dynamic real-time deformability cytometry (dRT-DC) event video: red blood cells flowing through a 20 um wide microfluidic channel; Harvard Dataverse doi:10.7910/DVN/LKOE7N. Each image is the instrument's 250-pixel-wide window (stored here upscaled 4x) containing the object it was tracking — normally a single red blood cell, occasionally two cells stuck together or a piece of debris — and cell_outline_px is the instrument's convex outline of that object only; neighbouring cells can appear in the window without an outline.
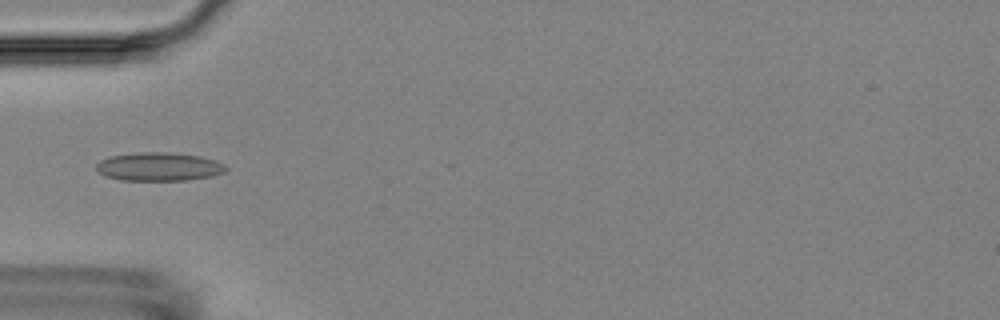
{"species": "Egyptian fruit bat (a non-hibernating species)", "species_latin": "Rousettus aegyptiacus", "temperature_condition": "room temperature", "stored_images_in_passage": 7, "camera_frame_rate_fps": 3000, "um_per_image_px": 0.085, "animal": {"sex": "female"}, "frame": {"image": 1, "passage_image": 5, "time_ms": 4.667, "image_size_px": [1000, 320], "cell_outline_px": [[228, 168], [224, 172], [212, 176], [188, 180], [120, 180], [104, 176], [96, 172], [96, 164], [100, 160], [108, 156], [140, 152], [168, 152], [200, 156], [216, 160], [224, 164]], "centroid_in_image_um": [13.48, 14.17], "position_along_channel_um": 71.5, "area_um2": 21.73}}